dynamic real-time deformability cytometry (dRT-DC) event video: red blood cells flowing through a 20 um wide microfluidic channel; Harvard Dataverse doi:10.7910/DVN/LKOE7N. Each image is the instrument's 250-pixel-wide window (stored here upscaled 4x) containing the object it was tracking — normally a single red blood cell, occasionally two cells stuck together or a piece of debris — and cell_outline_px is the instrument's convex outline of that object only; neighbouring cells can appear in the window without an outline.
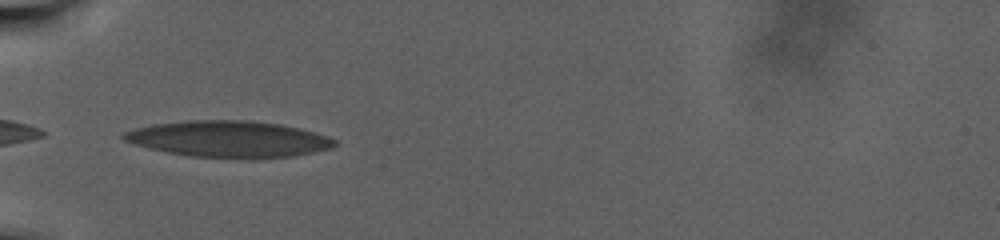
{"species": "human", "species_latin": "Homo sapiens", "temperature_condition": "warm", "stored_images_in_passage": 58, "camera_frame_rate_fps": 3000, "um_per_image_px": 0.085, "donor": {"sex": "male"}, "frame": {"image": 1, "passage_image": 1, "time_ms": 0.0, "image_size_px": [1000, 240], "cell_outline_px": [[336, 144], [332, 148], [292, 156], [252, 160], [188, 156], [148, 148], [124, 140], [120, 136], [120, 132], [152, 124], [188, 120], [252, 120], [280, 124], [300, 128], [328, 136], [336, 140]], "centroid_in_image_um": [19.44, 11.83], "position_along_channel_um": 65.6, "area_um2": 45.37}}
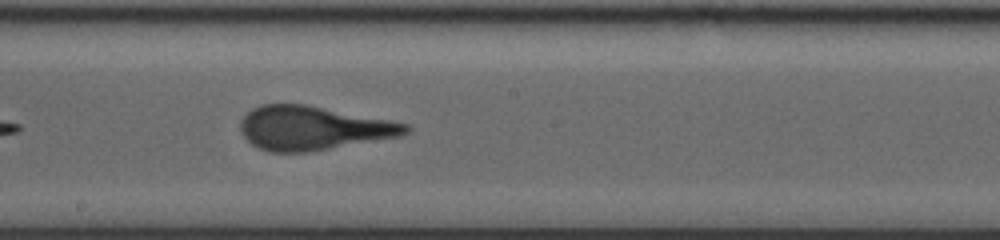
{"frame": {"image": 2, "passage_image": 23, "time_ms": 7.333, "image_size_px": [1000, 240], "cell_outline_px": [[412, 128], [408, 132], [400, 136], [308, 152], [268, 152], [252, 144], [240, 132], [240, 120], [252, 108], [260, 104], [308, 104], [408, 124]], "centroid_in_image_um": [26.58, 10.88], "position_along_channel_um": 221.6, "area_um2": 42.14}}
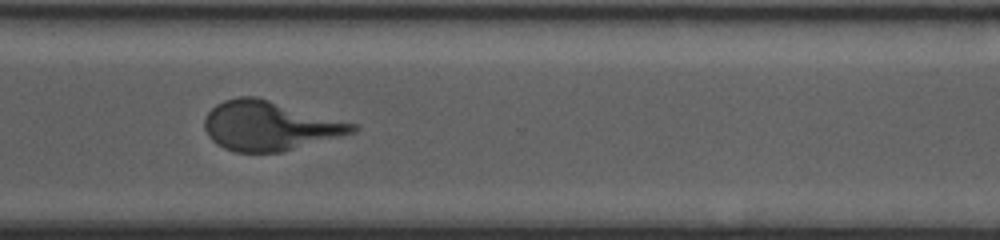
{"frame": {"image": 3, "passage_image": 40, "time_ms": 13.0, "image_size_px": [1000, 240], "cell_outline_px": [[360, 128], [356, 132], [280, 152], [236, 152], [224, 148], [216, 144], [208, 136], [204, 128], [204, 120], [208, 112], [216, 104], [224, 100], [240, 96], [256, 96], [356, 124]], "centroid_in_image_um": [22.88, 10.69], "position_along_channel_um": 347.7, "area_um2": 42.37}}